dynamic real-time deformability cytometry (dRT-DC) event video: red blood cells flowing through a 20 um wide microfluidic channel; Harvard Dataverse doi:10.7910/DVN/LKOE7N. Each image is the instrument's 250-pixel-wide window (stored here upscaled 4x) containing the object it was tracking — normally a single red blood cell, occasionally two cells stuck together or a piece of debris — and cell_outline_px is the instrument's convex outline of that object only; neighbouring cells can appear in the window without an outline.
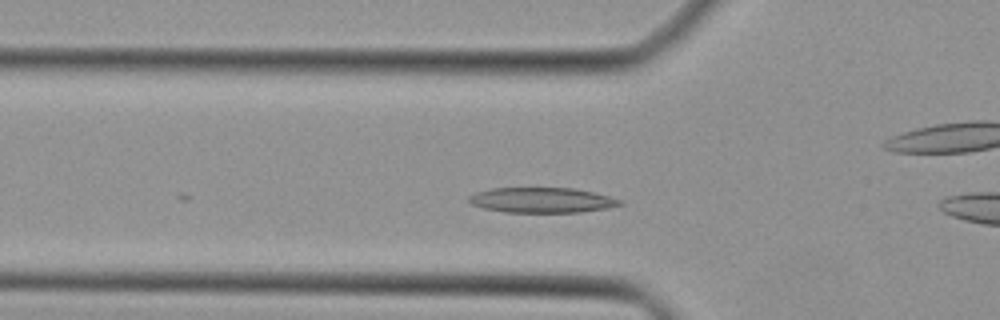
{"species": "Egyptian fruit bat (a non-hibernating species)", "species_latin": "Rousettus aegyptiacus", "temperature_condition": "cold", "stored_images_in_passage": 13, "camera_frame_rate_fps": 3000, "um_per_image_px": 0.085, "animal": {"sex": "female"}, "frame": {"image": 1, "passage_image": 5, "time_ms": 1.333, "image_size_px": [1000, 320], "cell_outline_px": [[624, 204], [604, 208], [580, 212], [504, 212], [484, 208], [472, 204], [468, 200], [468, 196], [476, 192], [492, 188], [572, 188], [592, 192], [624, 200]], "centroid_in_image_um": [46.05, 17.01], "position_along_channel_um": 79.8, "area_um2": 22.02}}
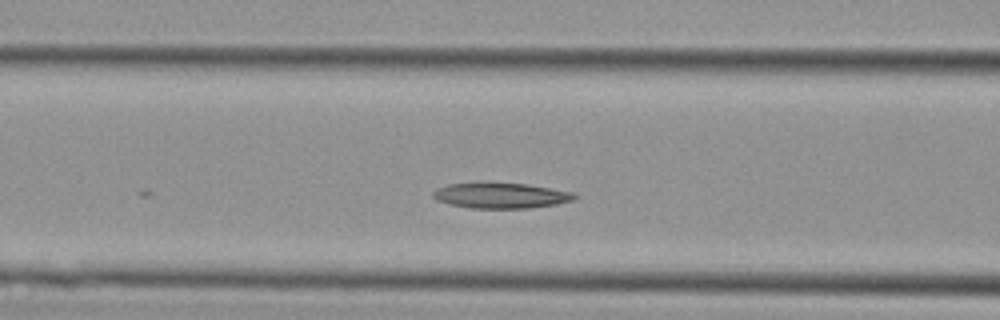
{"frame": {"image": 2, "passage_image": 8, "time_ms": 2.333, "image_size_px": [1000, 320], "cell_outline_px": [[580, 196], [572, 200], [556, 204], [532, 208], [472, 208], [448, 204], [436, 200], [432, 196], [432, 192], [448, 184], [528, 184], [572, 192]], "centroid_in_image_um": [42.6, 16.64], "position_along_channel_um": 124.0, "area_um2": 20.58}}
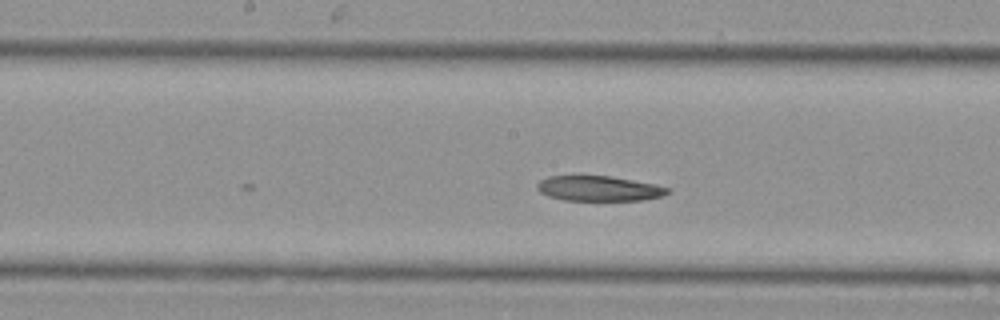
{"frame": {"image": 3, "passage_image": 13, "time_ms": 4.0, "image_size_px": [1000, 320], "cell_outline_px": [[672, 192], [664, 196], [640, 200], [564, 200], [548, 196], [540, 192], [536, 188], [536, 184], [540, 180], [548, 176], [608, 176], [632, 180], [672, 188]], "centroid_in_image_um": [50.91, 16.02], "position_along_channel_um": 197.3, "area_um2": 19.07}}